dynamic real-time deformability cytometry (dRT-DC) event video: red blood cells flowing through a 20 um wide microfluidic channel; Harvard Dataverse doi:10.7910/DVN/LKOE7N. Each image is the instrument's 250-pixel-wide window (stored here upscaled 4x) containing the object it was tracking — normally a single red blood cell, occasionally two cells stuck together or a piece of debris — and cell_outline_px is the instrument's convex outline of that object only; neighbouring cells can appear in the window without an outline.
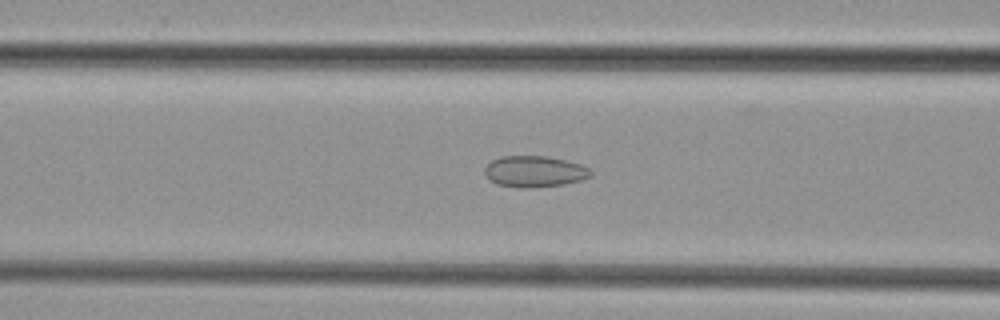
{"species": "common noctule bat (a hibernating species)", "species_latin": "Nyctalus noctula", "temperature_condition": "cold", "stored_images_in_passage": 49, "camera_frame_rate_fps": 3000, "um_per_image_px": 0.085, "animal": {"sex": "female", "body_mass_g": 29.2, "forearm_length_mm": 56.3}, "frame": {"image": 1, "passage_image": 19, "time_ms": 6.0, "image_size_px": [1000, 320], "cell_outline_px": [[592, 176], [580, 180], [564, 184], [536, 188], [520, 188], [496, 184], [484, 172], [484, 168], [492, 160], [504, 156], [544, 156], [564, 160], [580, 164], [588, 168], [592, 172]], "centroid_in_image_um": [45.44, 14.59], "position_along_channel_um": 121.2, "area_um2": 19.19}}
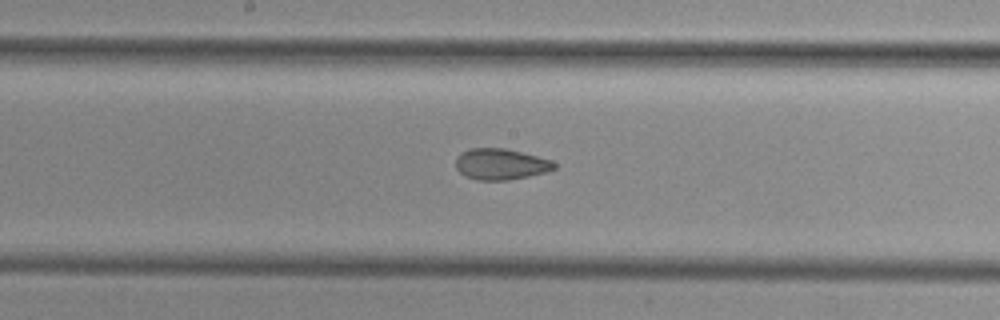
{"frame": {"image": 2, "passage_image": 25, "time_ms": 8.0, "image_size_px": [1000, 320], "cell_outline_px": [[556, 168], [548, 172], [508, 180], [476, 180], [464, 176], [456, 168], [456, 156], [460, 152], [468, 148], [504, 148], [552, 160], [556, 164]], "centroid_in_image_um": [42.54, 13.95], "position_along_channel_um": 205.7, "area_um2": 17.98}}
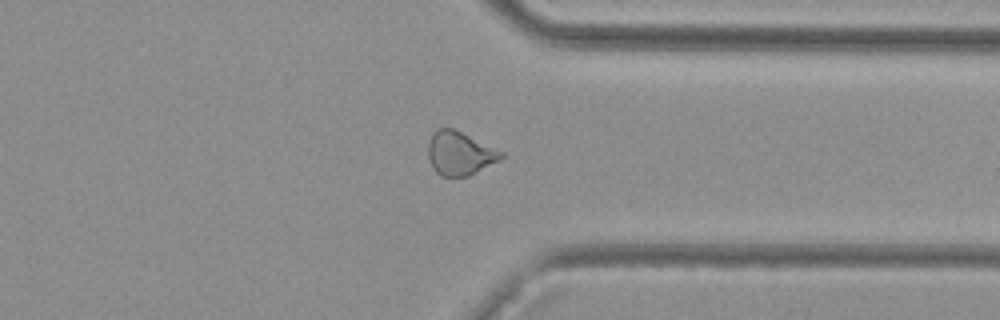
{"frame": {"image": 3, "passage_image": 37, "time_ms": 12.0, "image_size_px": [1000, 320], "cell_outline_px": [[504, 156], [500, 160], [468, 176], [440, 176], [432, 168], [428, 156], [428, 144], [432, 136], [440, 128], [452, 128], [504, 152]], "centroid_in_image_um": [39.08, 13.06], "position_along_channel_um": 372.3, "area_um2": 18.26}}